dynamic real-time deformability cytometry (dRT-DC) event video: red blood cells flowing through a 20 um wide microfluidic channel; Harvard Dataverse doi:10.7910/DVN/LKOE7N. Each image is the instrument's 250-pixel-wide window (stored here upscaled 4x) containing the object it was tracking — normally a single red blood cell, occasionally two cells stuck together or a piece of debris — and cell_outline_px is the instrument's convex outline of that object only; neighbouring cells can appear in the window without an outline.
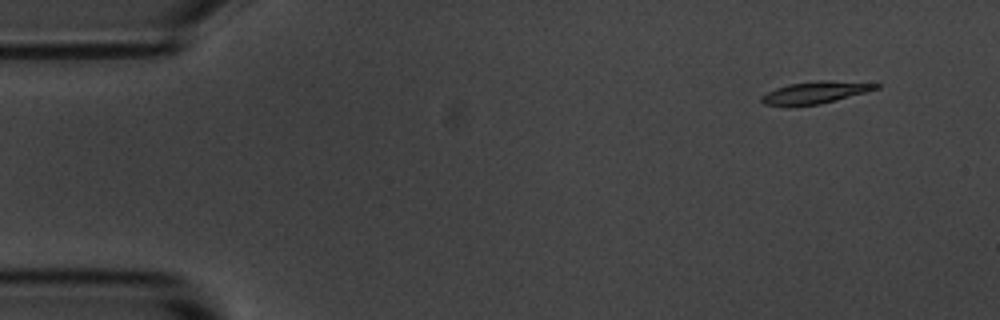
{"species": "common noctule bat (a hibernating species)", "species_latin": "Nyctalus noctula", "temperature_condition": "room temperature", "stored_images_in_passage": 52, "camera_frame_rate_fps": 3000, "um_per_image_px": 0.085, "animal": {"sex": "male", "body_mass_g": 20.1, "forearm_length_mm": 53.5}, "frame": {"image": 1, "passage_image": 1, "time_ms": 0.0, "image_size_px": [1000, 320], "cell_outline_px": [[880, 88], [868, 92], [820, 104], [788, 108], [764, 104], [760, 100], [760, 96], [776, 88], [788, 84], [816, 80], [832, 80], [880, 84]], "centroid_in_image_um": [69.25, 7.89], "position_along_channel_um": 15.7, "area_um2": 15.26}}
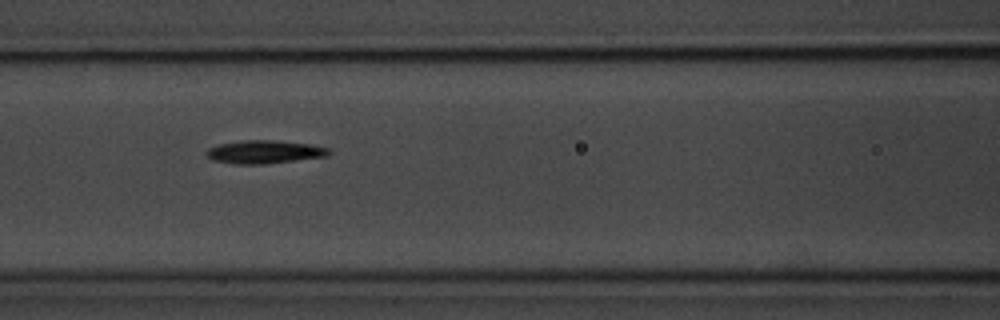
{"frame": {"image": 2, "passage_image": 20, "time_ms": 6.333, "image_size_px": [1000, 320], "cell_outline_px": [[332, 152], [328, 156], [264, 164], [232, 164], [212, 160], [204, 152], [208, 148], [220, 144], [240, 140], [272, 140], [312, 144], [328, 148]], "centroid_in_image_um": [22.47, 12.91], "position_along_channel_um": 144.1, "area_um2": 16.65}}
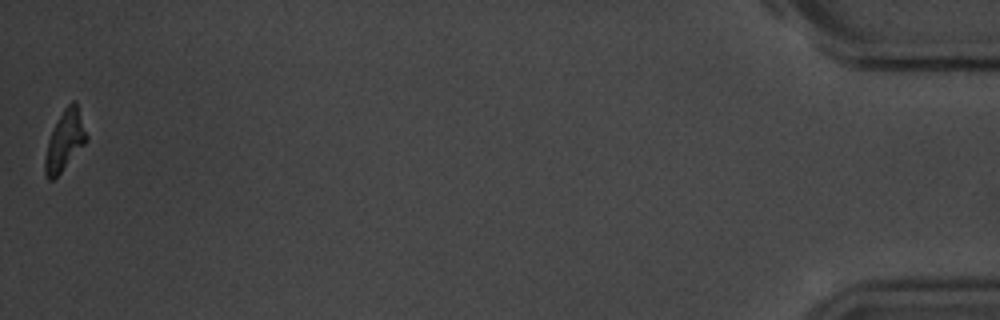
{"frame": {"image": 3, "passage_image": 52, "time_ms": 17.0, "image_size_px": [1000, 320], "cell_outline_px": [[88, 140], [60, 172], [52, 180], [48, 180], [44, 176], [44, 160], [48, 140], [64, 108], [72, 100], [76, 100], [88, 136]], "centroid_in_image_um": [5.51, 11.95], "position_along_channel_um": 429.7, "area_um2": 14.28}, "authors_computed_cell_mechanics": {"area_um2": 15.606, "velocity_mm_per_s": 3.5792, "shape_relaxation_time_tau1_ms": 2.3123, "shape_relaxation_time_tau2_ms": null, "deformation_change_tau1": 0.1314, "deformation_change_tau2": null}}